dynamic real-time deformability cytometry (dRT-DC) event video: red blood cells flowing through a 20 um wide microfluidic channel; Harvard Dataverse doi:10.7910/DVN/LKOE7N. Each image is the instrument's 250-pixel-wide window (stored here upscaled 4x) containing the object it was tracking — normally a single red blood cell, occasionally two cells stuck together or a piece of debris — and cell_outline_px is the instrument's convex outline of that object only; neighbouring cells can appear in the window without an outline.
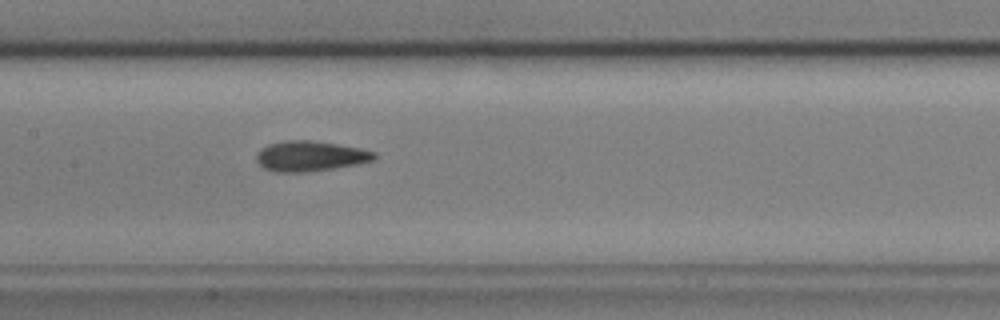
{"species": "common noctule bat (a hibernating species)", "species_latin": "Nyctalus noctula", "temperature_condition": "cold", "stored_images_in_passage": 31, "camera_frame_rate_fps": 3000, "um_per_image_px": 0.085, "animal": {"sex": "male", "body_mass_g": 17.9, "forearm_length_mm": 54.2}, "frame": {"image": 1, "passage_image": 10, "time_ms": 3.0, "image_size_px": [1000, 320], "cell_outline_px": [[376, 156], [372, 160], [356, 164], [332, 168], [304, 172], [276, 172], [264, 168], [256, 160], [256, 156], [260, 148], [268, 144], [288, 140], [312, 140], [360, 148], [376, 152]], "centroid_in_image_um": [26.33, 13.26], "position_along_channel_um": 181.1, "area_um2": 20.58}}
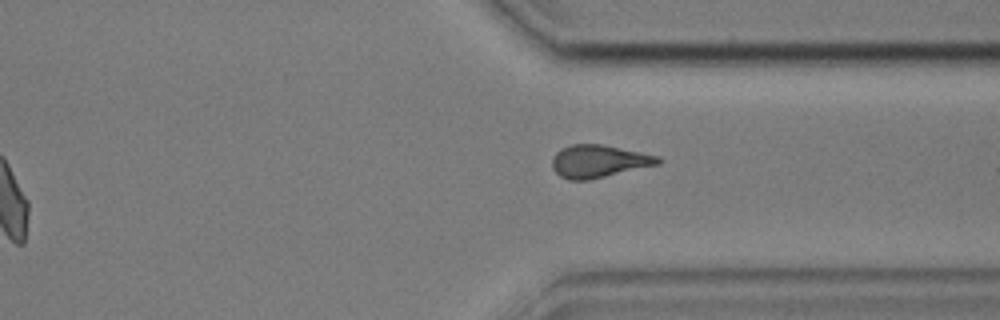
{"frame": {"image": 2, "passage_image": 25, "time_ms": 8.0, "image_size_px": [1000, 320], "cell_outline_px": [[660, 164], [588, 180], [568, 180], [560, 176], [552, 168], [552, 160], [556, 152], [560, 148], [572, 144], [604, 144], [660, 156]], "centroid_in_image_um": [50.89, 13.7], "position_along_channel_um": 360.5, "area_um2": 20.23}}
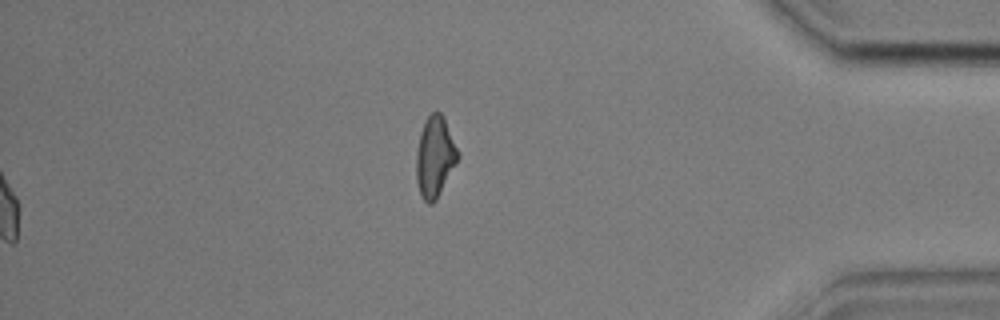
{"frame": {"image": 3, "passage_image": 31, "time_ms": 10.0, "image_size_px": [1000, 320], "cell_outline_px": [[460, 156], [436, 200], [432, 204], [428, 204], [424, 200], [420, 192], [416, 180], [416, 152], [420, 132], [424, 120], [432, 112], [440, 112], [444, 116], [460, 152]], "centroid_in_image_um": [36.97, 13.3], "position_along_channel_um": 398.2, "area_um2": 19.77}, "authors_computed_cell_mechanics": {"area_um2": 20.23, "velocity_mm_per_s": 3.5911, "shape_relaxation_time_tau1_ms": 5.1219, "shape_relaxation_time_tau2_ms": 4.0887, "deformation_change_tau1": 0.1331, "deformation_change_tau2": 0.1169}}